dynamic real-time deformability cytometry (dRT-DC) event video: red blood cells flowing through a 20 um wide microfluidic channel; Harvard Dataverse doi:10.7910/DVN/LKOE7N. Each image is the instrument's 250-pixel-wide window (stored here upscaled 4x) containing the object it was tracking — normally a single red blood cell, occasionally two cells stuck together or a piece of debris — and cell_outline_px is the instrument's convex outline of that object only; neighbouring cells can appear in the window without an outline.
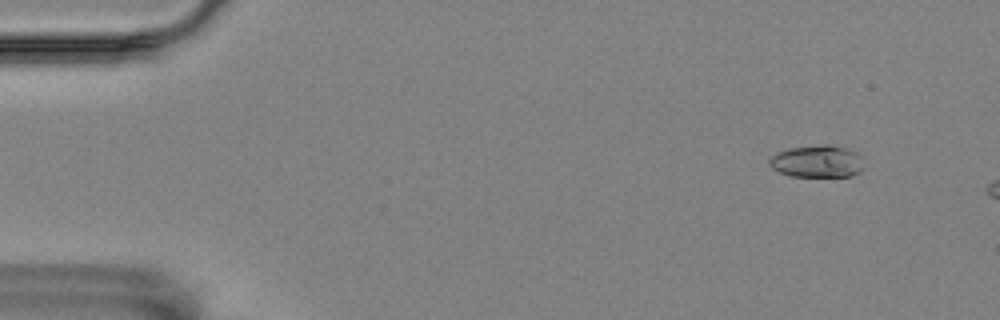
{"species": "Egyptian fruit bat (a non-hibernating species)", "species_latin": "Rousettus aegyptiacus", "temperature_condition": "room temperature", "stored_images_in_passage": 14, "camera_frame_rate_fps": 3000, "um_per_image_px": 0.085, "animal": {"sex": "female"}, "frame": {"image": 1, "passage_image": 5, "time_ms": 1.333, "image_size_px": [1000, 320], "cell_outline_px": [[864, 168], [860, 172], [852, 176], [792, 176], [780, 172], [772, 168], [768, 164], [768, 160], [776, 152], [788, 148], [824, 144], [828, 144], [844, 148], [856, 152], [864, 156]], "centroid_in_image_um": [69.49, 13.71], "position_along_channel_um": 15.5, "area_um2": 18.03}}